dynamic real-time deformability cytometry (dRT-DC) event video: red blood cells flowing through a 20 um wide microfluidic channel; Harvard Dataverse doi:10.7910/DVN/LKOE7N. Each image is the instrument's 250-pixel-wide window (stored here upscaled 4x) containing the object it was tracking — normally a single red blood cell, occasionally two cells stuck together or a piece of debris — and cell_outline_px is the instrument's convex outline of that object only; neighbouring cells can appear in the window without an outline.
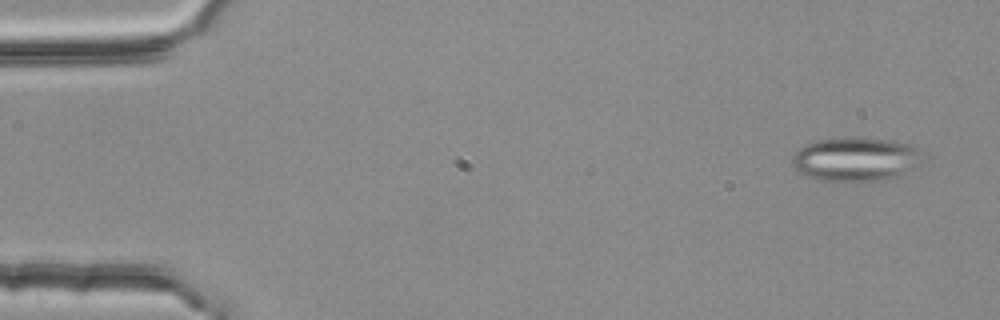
{"species": "common noctule bat (a hibernating species)", "species_latin": "Nyctalus noctula", "temperature_condition": "room temperature", "stored_images_in_passage": 4, "camera_frame_rate_fps": 3000, "um_per_image_px": 0.085, "animal": {"sex": "female", "body_mass_g": 25.1}, "frame": {"image": 1, "passage_image": 1, "time_ms": 0.0, "image_size_px": [1000, 320], "cell_outline_px": [[924, 164], [892, 180], [820, 180], [804, 176], [792, 164], [792, 156], [804, 144], [816, 140], [848, 136], [856, 136], [892, 140], [912, 144], [920, 148]], "centroid_in_image_um": [72.82, 13.51], "position_along_channel_um": 12.2, "area_um2": 34.28}}